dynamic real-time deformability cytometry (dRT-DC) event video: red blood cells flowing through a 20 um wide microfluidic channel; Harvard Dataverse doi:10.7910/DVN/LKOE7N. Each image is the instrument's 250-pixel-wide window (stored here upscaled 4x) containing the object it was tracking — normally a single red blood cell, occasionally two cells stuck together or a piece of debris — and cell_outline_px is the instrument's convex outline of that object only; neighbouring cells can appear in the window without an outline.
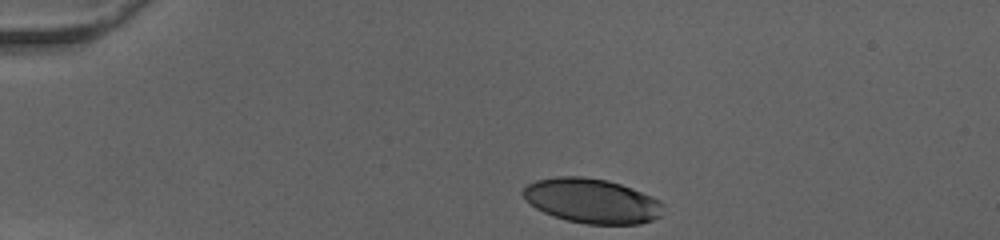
{"species": "human", "species_latin": "Homo sapiens", "temperature_condition": "cold", "stored_images_in_passage": 32, "camera_frame_rate_fps": 3000, "um_per_image_px": 0.085, "donor": {"sex": "female"}, "frame": {"image": 1, "passage_image": 1, "time_ms": 0.0, "image_size_px": [1000, 240], "cell_outline_px": [[664, 204], [660, 216], [652, 220], [640, 224], [584, 224], [552, 216], [536, 208], [520, 192], [528, 184], [536, 180], [556, 176], [584, 176], [608, 180], [632, 188], [652, 196], [660, 200]], "centroid_in_image_um": [50.32, 17.07], "position_along_channel_um": 34.7, "area_um2": 36.53}}
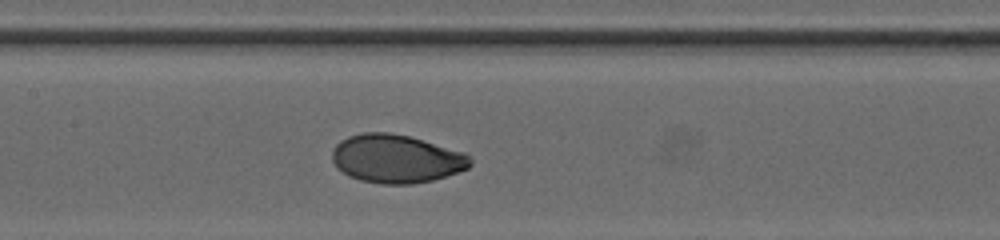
{"frame": {"image": 2, "passage_image": 16, "time_ms": 5.0, "image_size_px": [1000, 240], "cell_outline_px": [[472, 164], [468, 168], [432, 180], [412, 184], [380, 184], [360, 180], [348, 176], [336, 168], [332, 160], [332, 152], [336, 144], [340, 140], [348, 136], [364, 132], [388, 132], [408, 136], [464, 152], [472, 156]], "centroid_in_image_um": [33.66, 13.49], "position_along_channel_um": 173.7, "area_um2": 39.02}}
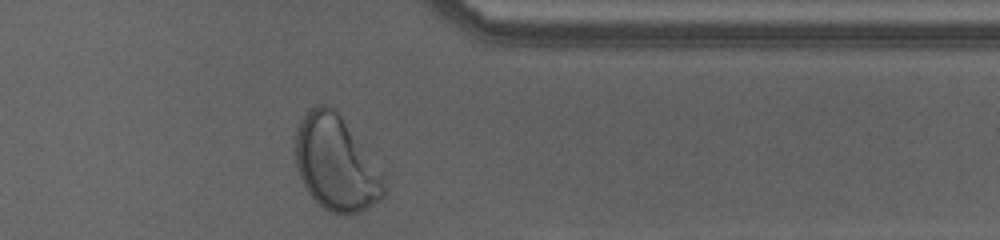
{"frame": {"image": 3, "passage_image": 32, "time_ms": 10.333, "image_size_px": [1000, 240], "cell_outline_px": [[388, 188], [384, 196], [380, 200], [368, 208], [360, 212], [348, 216], [344, 216], [328, 212], [308, 192], [296, 168], [296, 128], [300, 120], [308, 108], [316, 104], [328, 104], [336, 108], [388, 172]], "centroid_in_image_um": [28.68, 13.86], "position_along_channel_um": 382.7, "area_um2": 51.38}, "authors_computed_cell_mechanics": {"area_um2": 38.5237, "velocity_mm_per_s": 4.0186, "shape_relaxation_time_tau1_ms": 3.1391, "shape_relaxation_time_tau2_ms": null, "deformation_change_tau1": 0.1745, "deformation_change_tau2": null}}